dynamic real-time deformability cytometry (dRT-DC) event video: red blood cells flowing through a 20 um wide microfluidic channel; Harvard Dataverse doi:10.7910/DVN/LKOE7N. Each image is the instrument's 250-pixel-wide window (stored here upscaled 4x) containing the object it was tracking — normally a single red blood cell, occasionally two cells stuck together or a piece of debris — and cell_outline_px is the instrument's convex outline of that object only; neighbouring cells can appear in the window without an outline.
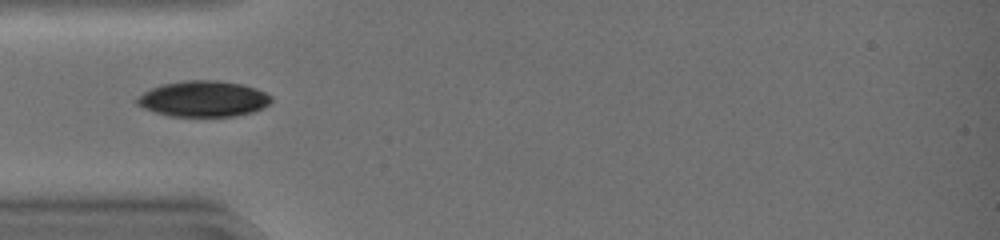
{"species": "common noctule bat (a hibernating species)", "species_latin": "Nyctalus noctula", "temperature_condition": "warm", "stored_images_in_passage": 19, "camera_frame_rate_fps": 3000, "um_per_image_px": 0.085, "animal": {"sex": "female", "body_mass_g": 19.0, "forearm_length_mm": 51.5}, "frame": {"image": 1, "passage_image": 1, "time_ms": 0.0, "image_size_px": [1000, 240], "cell_outline_px": [[272, 100], [264, 108], [252, 112], [236, 116], [168, 116], [144, 108], [136, 104], [132, 100], [144, 92], [160, 84], [184, 80], [220, 80], [240, 84], [256, 88], [272, 96]], "centroid_in_image_um": [17.27, 8.39], "position_along_channel_um": 67.7, "area_um2": 28.26}}
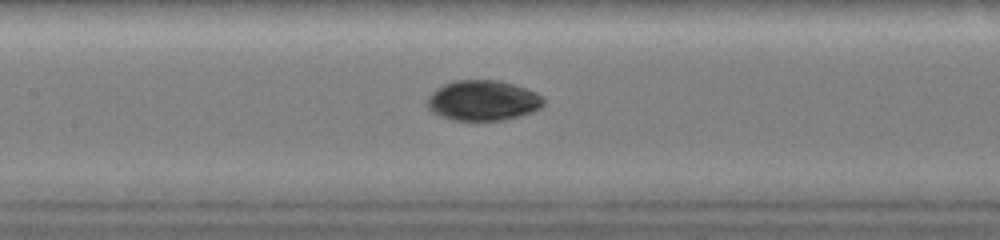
{"frame": {"image": 2, "passage_image": 8, "time_ms": 2.333, "image_size_px": [1000, 240], "cell_outline_px": [[544, 104], [540, 108], [532, 112], [520, 116], [504, 120], [452, 120], [440, 116], [432, 112], [424, 104], [428, 96], [436, 88], [444, 84], [456, 80], [500, 80], [528, 88], [544, 96]], "centroid_in_image_um": [41.05, 8.54], "position_along_channel_um": 166.4, "area_um2": 27.74}}
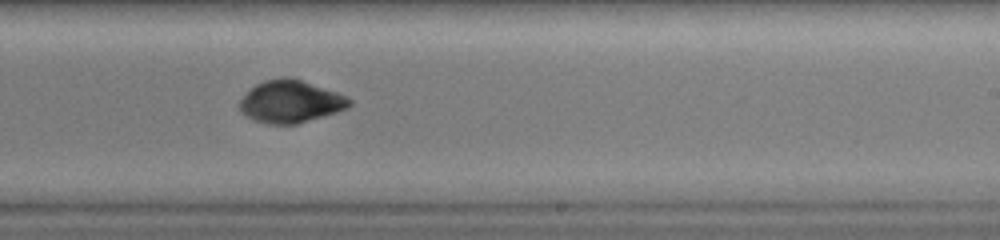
{"frame": {"image": 3, "passage_image": 15, "time_ms": 4.667, "image_size_px": [1000, 240], "cell_outline_px": [[352, 104], [348, 108], [324, 116], [296, 124], [268, 124], [252, 120], [240, 112], [240, 100], [256, 84], [264, 80], [280, 76], [292, 76], [348, 96], [352, 100]], "centroid_in_image_um": [24.71, 8.62], "position_along_channel_um": 264.3, "area_um2": 27.4}}